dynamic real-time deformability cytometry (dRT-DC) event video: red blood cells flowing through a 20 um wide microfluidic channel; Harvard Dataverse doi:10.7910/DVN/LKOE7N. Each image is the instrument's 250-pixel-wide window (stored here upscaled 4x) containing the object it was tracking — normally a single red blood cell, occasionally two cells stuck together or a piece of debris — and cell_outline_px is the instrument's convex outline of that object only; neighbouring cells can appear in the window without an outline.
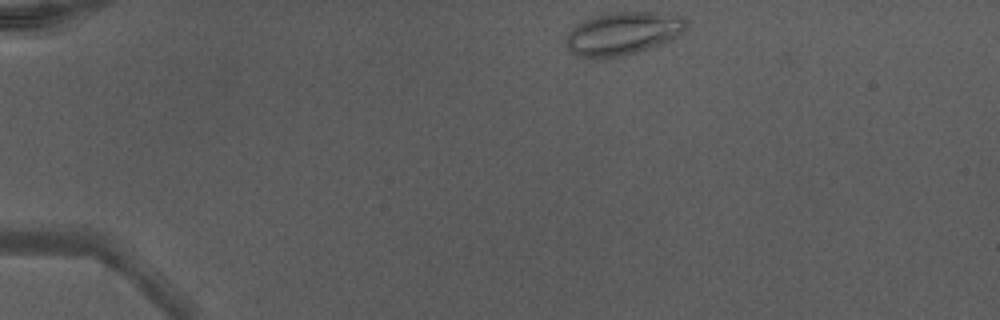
{"species": "Egyptian fruit bat (a non-hibernating species)", "species_latin": "Rousettus aegyptiacus", "temperature_condition": "warm", "stored_images_in_passage": 40, "camera_frame_rate_fps": 3000, "um_per_image_px": 0.085, "animal": {"sex": "male"}, "frame": {"image": 1, "passage_image": 1, "time_ms": 0.0, "image_size_px": [1000, 320], "cell_outline_px": [[688, 28], [676, 36], [668, 40], [636, 52], [624, 56], [604, 60], [584, 60], [576, 56], [568, 48], [564, 40], [568, 32], [576, 24], [592, 16], [608, 12], [656, 12], [684, 16], [688, 20]], "centroid_in_image_um": [52.88, 2.86], "position_along_channel_um": 32.1, "area_um2": 30.87}}
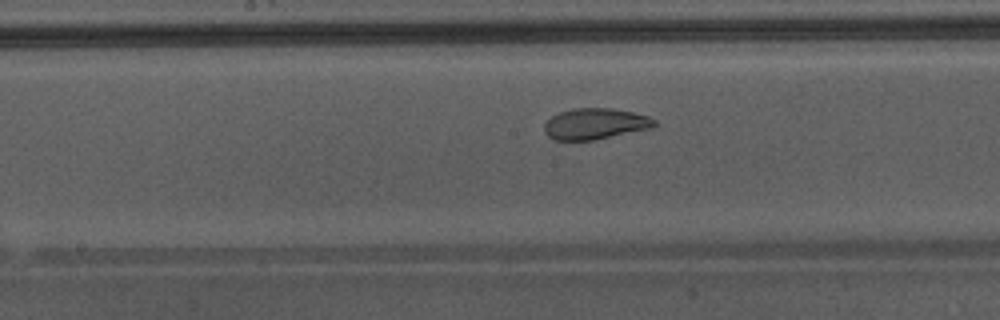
{"frame": {"image": 2, "passage_image": 18, "time_ms": 5.667, "image_size_px": [1000, 320], "cell_outline_px": [[656, 124], [652, 128], [592, 140], [552, 140], [544, 132], [544, 124], [552, 116], [560, 112], [576, 108], [612, 108], [632, 112], [648, 116], [656, 120]], "centroid_in_image_um": [50.58, 10.52], "position_along_channel_um": 197.6, "area_um2": 19.83}}
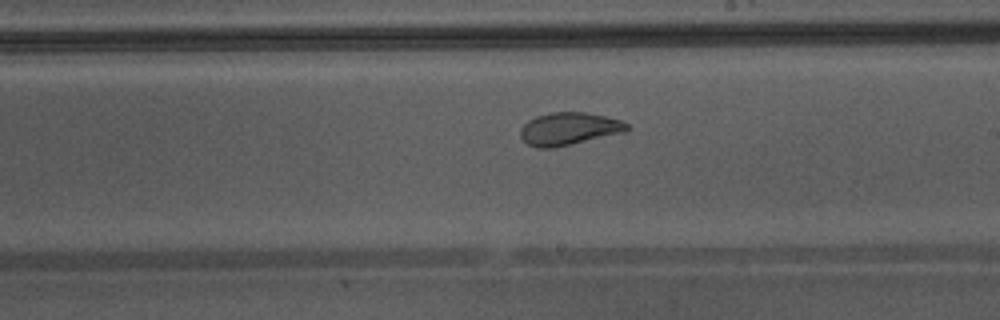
{"frame": {"image": 3, "passage_image": 21, "time_ms": 6.667, "image_size_px": [1000, 320], "cell_outline_px": [[628, 128], [624, 132], [572, 144], [552, 148], [536, 148], [528, 144], [520, 136], [520, 128], [528, 120], [536, 116], [552, 112], [588, 112], [620, 120], [628, 124]], "centroid_in_image_um": [48.33, 10.94], "position_along_channel_um": 240.7, "area_um2": 20.17}, "authors_computed_cell_mechanics": {"area_um2": 23.2645, "velocity_mm_per_s": 4.3192, "shape_relaxation_time_tau1_ms": 5.3414, "shape_relaxation_time_tau2_ms": 0.7582, "deformation_change_tau1": 0.1793, "deformation_change_tau2": 0.0711}}